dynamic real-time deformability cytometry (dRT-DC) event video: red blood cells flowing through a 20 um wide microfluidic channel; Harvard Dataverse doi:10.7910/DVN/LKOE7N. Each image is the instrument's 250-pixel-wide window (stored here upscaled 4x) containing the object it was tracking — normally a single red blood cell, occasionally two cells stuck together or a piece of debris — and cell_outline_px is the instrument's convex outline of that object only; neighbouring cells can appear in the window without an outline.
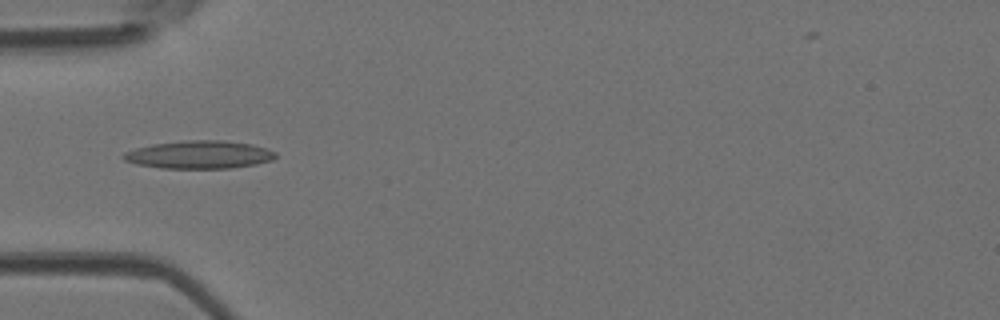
{"species": "Egyptian fruit bat (a non-hibernating species)", "species_latin": "Rousettus aegyptiacus", "temperature_condition": "room temperature", "stored_images_in_passage": 4, "camera_frame_rate_fps": 3000, "um_per_image_px": 0.085, "animal": {"sex": "female"}, "frame": {"image": 1, "passage_image": 4, "time_ms": 1.0, "image_size_px": [1000, 320], "cell_outline_px": [[276, 156], [272, 160], [256, 164], [232, 168], [160, 168], [136, 164], [124, 160], [120, 156], [124, 152], [136, 148], [152, 144], [180, 140], [224, 140], [252, 144], [276, 152]], "centroid_in_image_um": [16.9, 13.14], "position_along_channel_um": 68.1, "area_um2": 24.91}}